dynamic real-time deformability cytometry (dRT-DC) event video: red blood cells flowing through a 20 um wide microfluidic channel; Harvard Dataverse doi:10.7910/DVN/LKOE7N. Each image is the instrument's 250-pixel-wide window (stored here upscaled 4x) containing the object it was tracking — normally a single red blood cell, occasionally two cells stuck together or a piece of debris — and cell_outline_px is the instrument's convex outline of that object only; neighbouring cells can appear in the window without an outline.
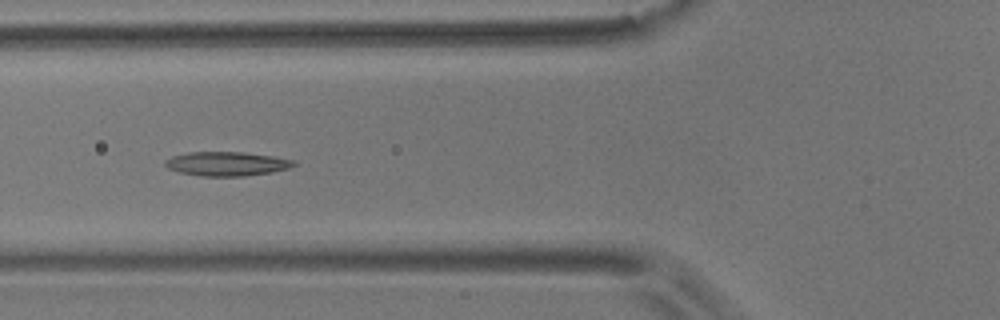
{"species": "common noctule bat (a hibernating species)", "species_latin": "Nyctalus noctula", "temperature_condition": "room temperature", "stored_images_in_passage": 7, "camera_frame_rate_fps": 3000, "um_per_image_px": 0.085, "animal": {"sex": "male", "body_mass_g": 17.9}, "frame": {"image": 1, "passage_image": 5, "time_ms": 4.667, "image_size_px": [1000, 320], "cell_outline_px": [[296, 164], [288, 168], [272, 172], [244, 176], [200, 176], [180, 172], [168, 168], [164, 164], [164, 160], [172, 156], [188, 152], [244, 152], [272, 156], [296, 160]], "centroid_in_image_um": [19.26, 13.92], "position_along_channel_um": 106.5, "area_um2": 18.09}}
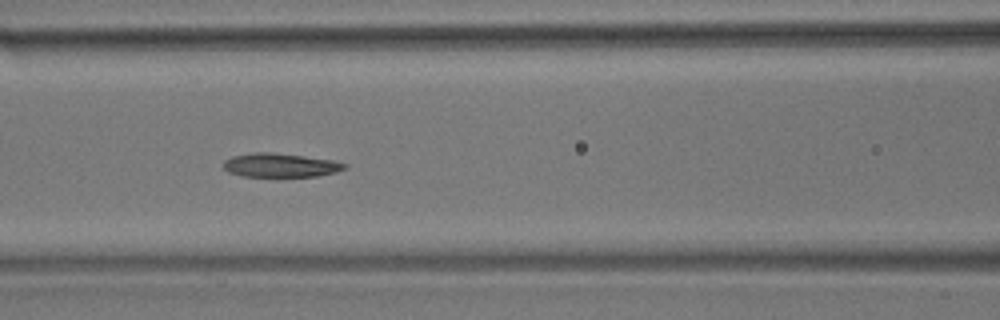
{"frame": {"image": 2, "passage_image": 6, "time_ms": 5.667, "image_size_px": [1000, 320], "cell_outline_px": [[348, 168], [336, 172], [316, 176], [276, 180], [240, 176], [228, 172], [224, 168], [224, 160], [232, 156], [252, 152], [272, 152], [304, 156], [332, 160], [348, 164]], "centroid_in_image_um": [23.81, 14.1], "position_along_channel_um": 142.8, "area_um2": 17.98}}
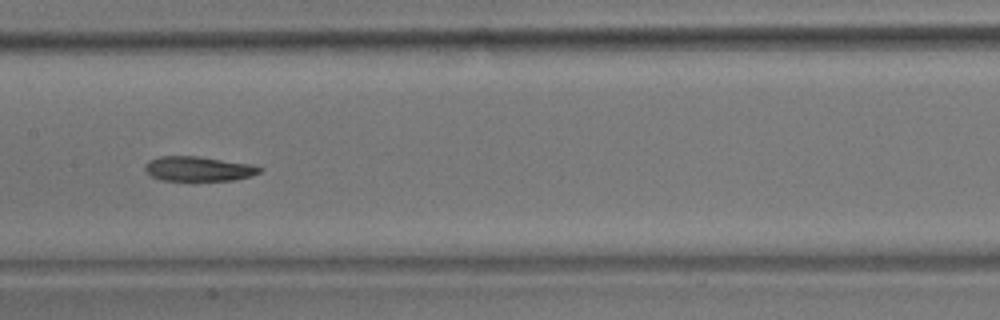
{"frame": {"image": 3, "passage_image": 7, "time_ms": 7.0, "image_size_px": [1000, 320], "cell_outline_px": [[264, 168], [260, 172], [252, 176], [232, 180], [160, 180], [152, 176], [144, 168], [144, 164], [148, 160], [160, 156], [196, 156], [252, 164]], "centroid_in_image_um": [16.87, 14.34], "position_along_channel_um": 190.5, "area_um2": 16.47}}